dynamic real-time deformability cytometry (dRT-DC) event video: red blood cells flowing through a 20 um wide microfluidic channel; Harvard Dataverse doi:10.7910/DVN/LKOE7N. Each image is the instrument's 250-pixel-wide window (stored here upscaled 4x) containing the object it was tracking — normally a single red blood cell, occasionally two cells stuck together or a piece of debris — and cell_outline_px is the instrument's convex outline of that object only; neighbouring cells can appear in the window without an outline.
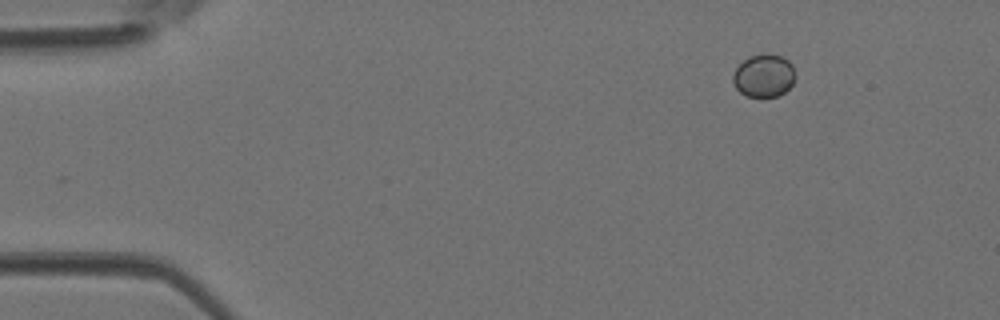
{"species": "Egyptian fruit bat (a non-hibernating species)", "species_latin": "Rousettus aegyptiacus", "temperature_condition": "room temperature", "stored_images_in_passage": 40, "camera_frame_rate_fps": 3000, "um_per_image_px": 0.085, "animal": {"sex": "female"}, "frame": {"image": 1, "passage_image": 1, "time_ms": 0.0, "image_size_px": [1000, 320], "cell_outline_px": [[796, 76], [792, 84], [784, 92], [776, 96], [760, 100], [748, 96], [740, 92], [736, 88], [732, 80], [732, 76], [736, 68], [748, 56], [768, 52], [780, 56], [788, 60], [792, 64]], "centroid_in_image_um": [64.92, 6.45], "position_along_channel_um": 20.1, "area_um2": 16.01}}
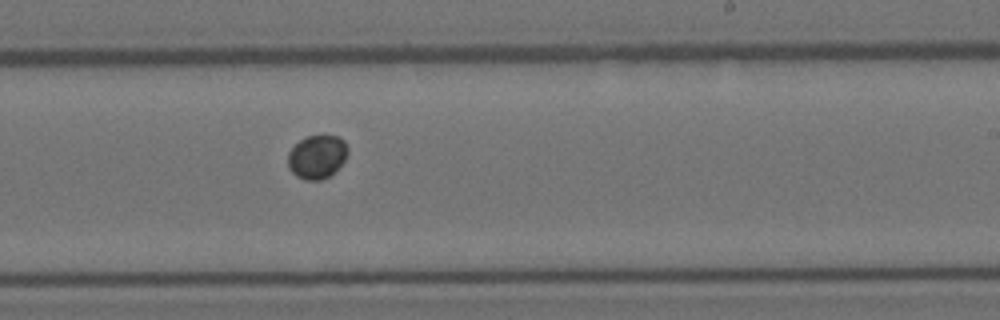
{"frame": {"image": 2, "passage_image": 23, "time_ms": 7.333, "image_size_px": [1000, 320], "cell_outline_px": [[348, 152], [344, 160], [328, 176], [320, 180], [304, 180], [296, 176], [288, 168], [288, 152], [300, 140], [308, 136], [340, 136], [344, 140], [348, 148]], "centroid_in_image_um": [26.93, 13.32], "position_along_channel_um": 262.1, "area_um2": 15.03}}
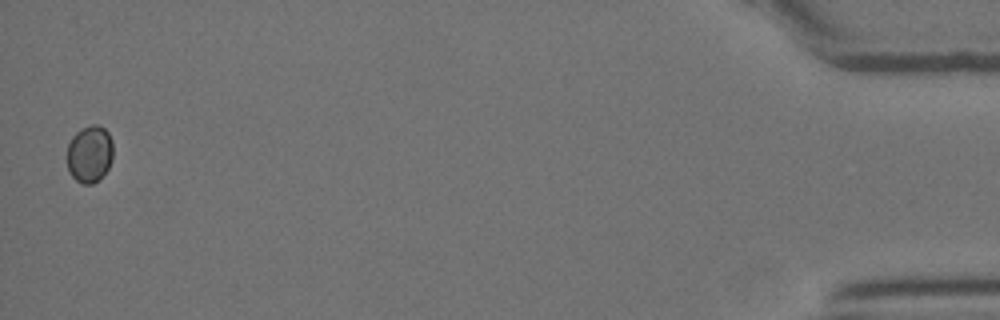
{"frame": {"image": 3, "passage_image": 40, "time_ms": 13.0, "image_size_px": [1000, 320], "cell_outline_px": [[112, 160], [108, 168], [92, 184], [80, 184], [68, 172], [68, 144], [72, 136], [76, 132], [92, 124], [100, 124], [108, 132], [112, 140]], "centroid_in_image_um": [7.61, 13.07], "position_along_channel_um": 427.6, "area_um2": 15.26}}